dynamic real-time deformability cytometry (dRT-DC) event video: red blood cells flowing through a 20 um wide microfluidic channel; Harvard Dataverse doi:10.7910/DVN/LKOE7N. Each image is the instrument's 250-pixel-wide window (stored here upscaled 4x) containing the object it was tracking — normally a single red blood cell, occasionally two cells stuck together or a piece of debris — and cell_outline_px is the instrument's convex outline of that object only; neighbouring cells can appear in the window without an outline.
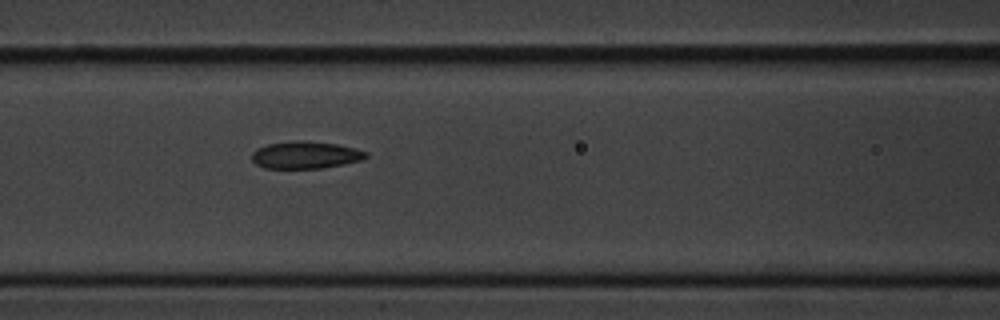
{"species": "common noctule bat (a hibernating species)", "species_latin": "Nyctalus noctula", "temperature_condition": "cold", "stored_images_in_passage": 6, "camera_frame_rate_fps": 3000, "um_per_image_px": 0.085, "animal": {"sex": "male", "body_mass_g": 20.1, "forearm_length_mm": 53.5}, "frame": {"image": 1, "passage_image": 6, "time_ms": 6.667, "image_size_px": [1000, 320], "cell_outline_px": [[368, 156], [360, 160], [344, 164], [324, 168], [264, 168], [256, 164], [252, 160], [252, 152], [256, 148], [268, 144], [292, 140], [304, 140], [336, 144], [356, 148], [368, 152]], "centroid_in_image_um": [25.96, 13.16], "position_along_channel_um": 140.6, "area_um2": 18.26}}